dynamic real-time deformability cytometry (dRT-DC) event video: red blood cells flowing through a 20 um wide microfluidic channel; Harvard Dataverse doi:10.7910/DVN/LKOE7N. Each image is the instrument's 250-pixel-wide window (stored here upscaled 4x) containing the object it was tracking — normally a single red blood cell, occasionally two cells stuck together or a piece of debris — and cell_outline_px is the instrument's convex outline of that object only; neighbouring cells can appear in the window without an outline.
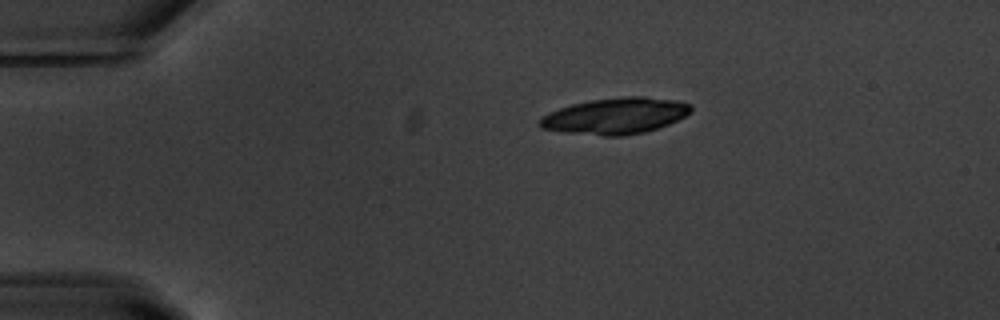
{"species": "common noctule bat (a hibernating species)", "species_latin": "Nyctalus noctula", "temperature_condition": "warm", "stored_images_in_passage": 44, "camera_frame_rate_fps": 3000, "um_per_image_px": 0.085, "animal": {"sex": "male", "body_mass_g": 20.1, "forearm_length_mm": 53.5}, "frame": {"image": 1, "passage_image": 1, "time_ms": 0.0, "image_size_px": [1000, 320], "cell_outline_px": [[692, 112], [668, 124], [644, 132], [624, 136], [604, 136], [564, 132], [540, 128], [536, 124], [536, 120], [540, 116], [548, 112], [572, 104], [592, 100], [624, 96], [644, 96], [672, 100], [692, 104]], "centroid_in_image_um": [52.25, 9.86], "position_along_channel_um": 32.8, "area_um2": 32.02}}